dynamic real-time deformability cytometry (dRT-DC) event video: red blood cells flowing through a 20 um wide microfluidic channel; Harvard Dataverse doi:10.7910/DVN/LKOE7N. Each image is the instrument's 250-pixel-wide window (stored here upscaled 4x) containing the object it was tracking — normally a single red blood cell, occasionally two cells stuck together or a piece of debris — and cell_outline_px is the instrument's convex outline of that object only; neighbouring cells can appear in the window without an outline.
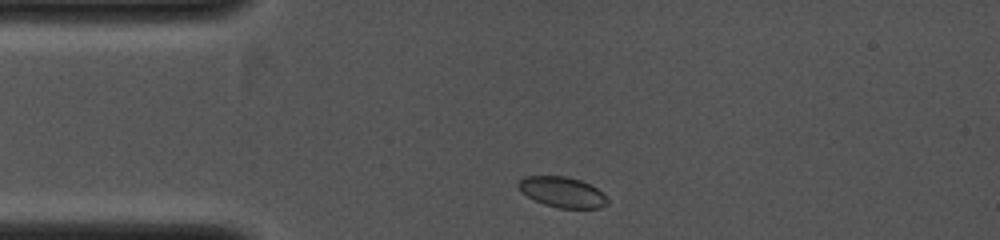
{"species": "common noctule bat (a hibernating species)", "species_latin": "Nyctalus noctula", "temperature_condition": "cold", "stored_images_in_passage": 3, "camera_frame_rate_fps": 4000, "um_per_image_px": 0.085, "animal": {"sex": "female", "body_mass_g": 19.0, "forearm_length_mm": 53.3}, "frame": {"image": 1, "passage_image": 1, "time_ms": 0.0, "image_size_px": [1000, 240], "cell_outline_px": [[608, 204], [600, 208], [560, 208], [544, 204], [528, 196], [516, 184], [524, 176], [564, 176], [580, 180], [596, 188], [608, 200]], "centroid_in_image_um": [47.8, 16.33], "position_along_channel_um": 37.2, "area_um2": 15.49}}